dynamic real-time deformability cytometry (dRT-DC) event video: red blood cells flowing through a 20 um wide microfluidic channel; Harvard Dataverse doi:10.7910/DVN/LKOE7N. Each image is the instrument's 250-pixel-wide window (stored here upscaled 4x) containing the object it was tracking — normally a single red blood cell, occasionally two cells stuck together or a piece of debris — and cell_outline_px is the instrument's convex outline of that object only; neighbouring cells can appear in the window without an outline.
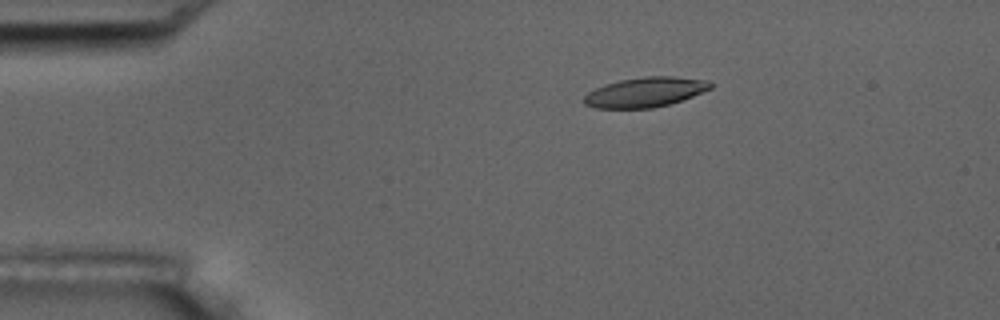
{"species": "common noctule bat (a hibernating species)", "species_latin": "Nyctalus noctula", "temperature_condition": "room temperature", "stored_images_in_passage": 7, "camera_frame_rate_fps": 3000, "um_per_image_px": 0.085, "animal": {"sex": "male", "body_mass_g": 17.5, "forearm_length_mm": 52.3}, "frame": {"image": 1, "passage_image": 4, "time_ms": 3.333, "image_size_px": [1000, 320], "cell_outline_px": [[712, 88], [692, 96], [668, 104], [652, 108], [596, 108], [584, 104], [584, 96], [588, 92], [604, 84], [620, 80], [644, 76], [672, 76], [708, 80], [712, 84]], "centroid_in_image_um": [54.83, 7.82], "position_along_channel_um": 30.2, "area_um2": 21.85}}
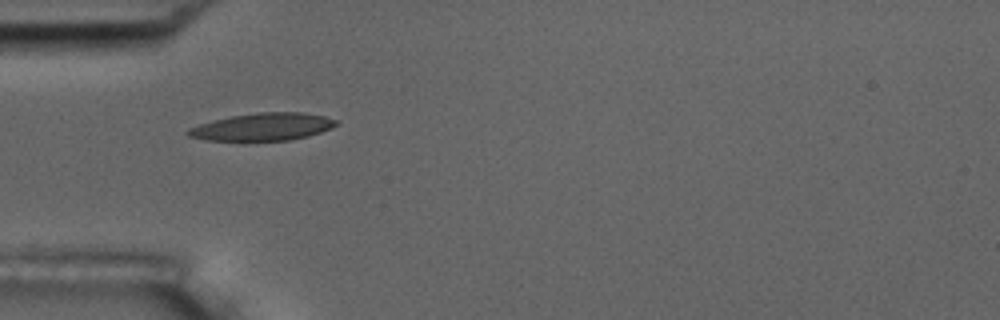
{"frame": {"image": 2, "passage_image": 6, "time_ms": 5.667, "image_size_px": [1000, 320], "cell_outline_px": [[340, 124], [332, 128], [308, 136], [288, 140], [208, 140], [188, 136], [184, 132], [188, 128], [212, 120], [232, 116], [256, 112], [304, 112], [324, 116], [336, 120]], "centroid_in_image_um": [22.34, 10.77], "position_along_channel_um": 62.7, "area_um2": 23.7}}